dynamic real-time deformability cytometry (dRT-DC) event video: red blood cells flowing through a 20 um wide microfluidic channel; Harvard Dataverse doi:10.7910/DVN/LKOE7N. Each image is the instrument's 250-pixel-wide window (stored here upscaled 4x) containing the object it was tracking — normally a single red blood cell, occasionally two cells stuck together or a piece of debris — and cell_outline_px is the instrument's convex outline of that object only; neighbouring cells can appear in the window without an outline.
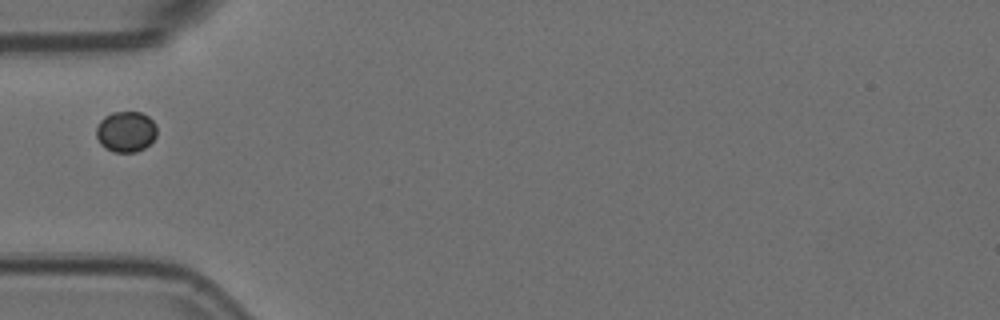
{"species": "Egyptian fruit bat (a non-hibernating species)", "species_latin": "Rousettus aegyptiacus", "temperature_condition": "room temperature", "stored_images_in_passage": 38, "camera_frame_rate_fps": 3000, "um_per_image_px": 0.085, "animal": {"sex": "female"}, "frame": {"image": 1, "passage_image": 1, "time_ms": 0.0, "image_size_px": [1000, 320], "cell_outline_px": [[156, 136], [144, 148], [136, 152], [112, 152], [104, 148], [100, 144], [96, 136], [96, 128], [100, 120], [104, 116], [112, 112], [140, 112], [148, 116], [156, 124]], "centroid_in_image_um": [10.68, 11.19], "position_along_channel_um": 74.3, "area_um2": 14.51}}
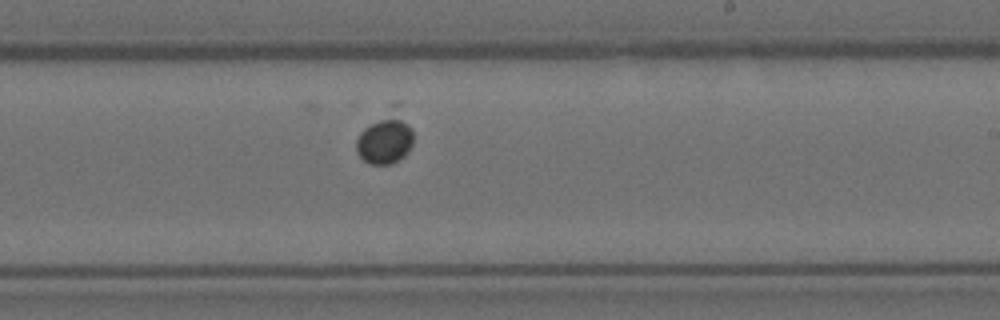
{"frame": {"image": 2, "passage_image": 16, "time_ms": 5.0, "image_size_px": [1000, 320], "cell_outline_px": [[412, 144], [392, 164], [368, 164], [356, 152], [356, 140], [360, 132], [364, 128], [396, 100], [412, 128]], "centroid_in_image_um": [32.75, 11.66], "position_along_channel_um": 256.3, "area_um2": 17.17}}
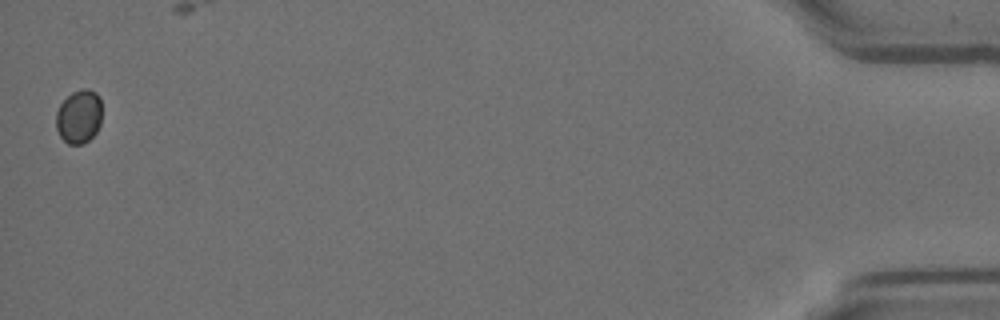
{"frame": {"image": 3, "passage_image": 38, "time_ms": 12.333, "image_size_px": [1000, 320], "cell_outline_px": [[100, 124], [96, 132], [84, 144], [68, 144], [60, 136], [56, 128], [56, 112], [60, 104], [72, 92], [84, 88], [88, 88], [96, 92], [100, 96]], "centroid_in_image_um": [6.7, 9.9], "position_along_channel_um": 428.5, "area_um2": 14.33}}